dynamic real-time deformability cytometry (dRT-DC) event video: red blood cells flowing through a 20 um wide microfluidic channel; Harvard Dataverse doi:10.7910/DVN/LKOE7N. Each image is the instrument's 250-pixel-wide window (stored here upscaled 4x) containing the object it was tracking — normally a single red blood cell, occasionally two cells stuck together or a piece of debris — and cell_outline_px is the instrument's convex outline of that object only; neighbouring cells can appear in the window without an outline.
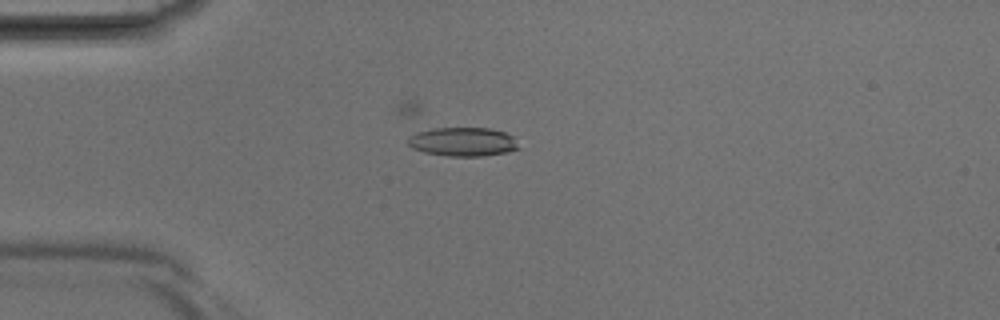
{"species": "Egyptian fruit bat (a non-hibernating species)", "species_latin": "Rousettus aegyptiacus", "temperature_condition": "room temperature", "stored_images_in_passage": 40, "camera_frame_rate_fps": 3000, "um_per_image_px": 0.085, "animal": {"sex": "male"}, "frame": {"image": 1, "passage_image": 10, "time_ms": 3.0, "image_size_px": [1000, 320], "cell_outline_px": [[520, 148], [504, 152], [480, 156], [448, 156], [424, 152], [412, 148], [408, 144], [408, 136], [416, 132], [436, 128], [488, 128], [504, 132], [512, 136]], "centroid_in_image_um": [39.3, 12.05], "position_along_channel_um": 45.7, "area_um2": 18.44}}
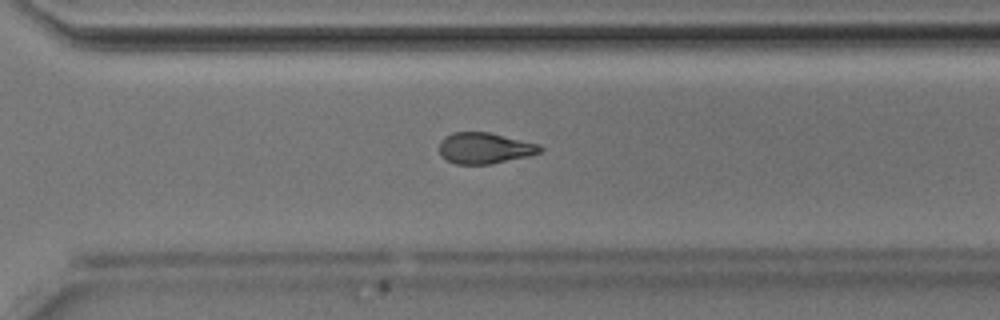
{"frame": {"image": 2, "passage_image": 28, "time_ms": 9.0, "image_size_px": [1000, 320], "cell_outline_px": [[544, 148], [540, 152], [528, 156], [492, 164], [456, 164], [440, 156], [440, 140], [444, 136], [452, 132], [488, 132], [540, 144]], "centroid_in_image_um": [41.19, 12.59], "position_along_channel_um": 329.4, "area_um2": 18.32}}
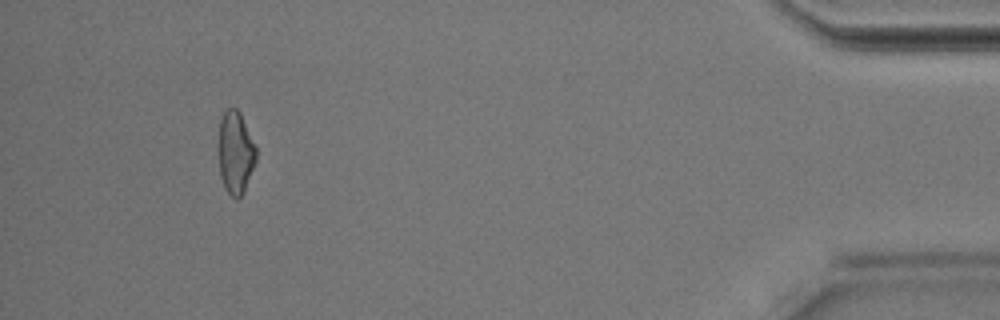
{"frame": {"image": 3, "passage_image": 37, "time_ms": 12.0, "image_size_px": [1000, 320], "cell_outline_px": [[256, 160], [244, 192], [236, 200], [224, 188], [220, 176], [220, 120], [224, 112], [228, 108], [236, 108], [240, 112], [256, 144]], "centroid_in_image_um": [20.05, 12.97], "position_along_channel_um": 415.2, "area_um2": 17.92}}